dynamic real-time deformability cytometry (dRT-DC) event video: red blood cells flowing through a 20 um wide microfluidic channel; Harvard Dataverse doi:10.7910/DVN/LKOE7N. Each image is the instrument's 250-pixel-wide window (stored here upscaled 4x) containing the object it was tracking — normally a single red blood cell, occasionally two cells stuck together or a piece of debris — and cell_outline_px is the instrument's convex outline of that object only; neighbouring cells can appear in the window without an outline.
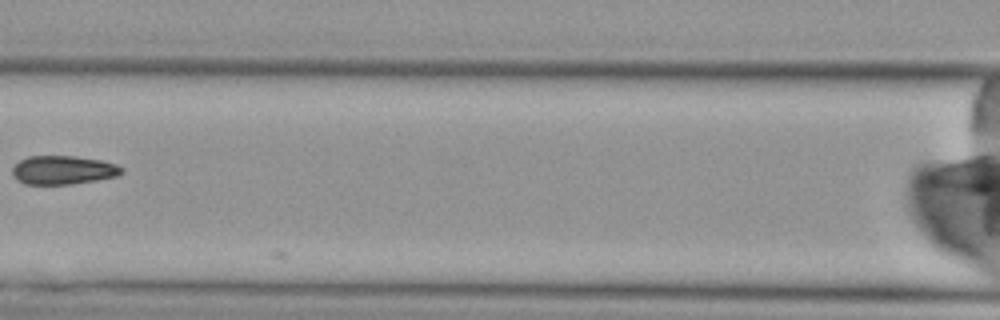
{"species": "Egyptian fruit bat (a non-hibernating species)", "species_latin": "Rousettus aegyptiacus", "temperature_condition": "cold", "stored_images_in_passage": 10, "camera_frame_rate_fps": 3000, "um_per_image_px": 0.085, "animal": {"sex": "female"}, "frame": {"image": 1, "passage_image": 8, "time_ms": 9.0, "image_size_px": [1000, 320], "cell_outline_px": [[124, 172], [116, 176], [96, 180], [72, 184], [24, 184], [16, 180], [12, 176], [12, 168], [20, 160], [28, 156], [76, 156], [100, 160], [116, 164], [124, 168]], "centroid_in_image_um": [5.35, 14.45], "position_along_channel_um": 161.3, "area_um2": 18.38}}